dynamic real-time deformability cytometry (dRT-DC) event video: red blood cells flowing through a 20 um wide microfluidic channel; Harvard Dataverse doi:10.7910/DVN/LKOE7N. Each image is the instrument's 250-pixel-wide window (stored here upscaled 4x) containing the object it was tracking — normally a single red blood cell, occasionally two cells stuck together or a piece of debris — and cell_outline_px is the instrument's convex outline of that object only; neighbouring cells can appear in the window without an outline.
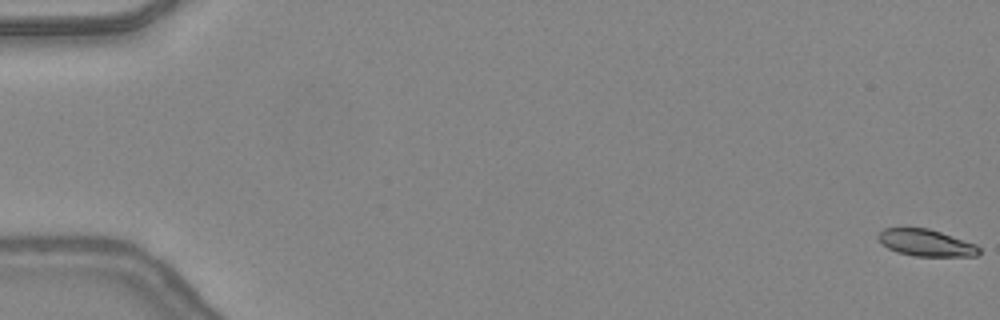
{"species": "common noctule bat (a hibernating species)", "species_latin": "Nyctalus noctula", "temperature_condition": "warm", "stored_images_in_passage": 13, "camera_frame_rate_fps": 3000, "um_per_image_px": 0.085, "animal": {"sex": "female", "body_mass_g": 24.6, "forearm_length_mm": 56.2}, "frame": {"image": 1, "passage_image": 1, "time_ms": 0.0, "image_size_px": [1000, 320], "cell_outline_px": [[980, 252], [976, 256], [916, 256], [896, 252], [888, 248], [876, 236], [884, 228], [928, 228], [976, 244], [980, 248]], "centroid_in_image_um": [78.72, 20.64], "position_along_channel_um": 6.3, "area_um2": 15.61}}